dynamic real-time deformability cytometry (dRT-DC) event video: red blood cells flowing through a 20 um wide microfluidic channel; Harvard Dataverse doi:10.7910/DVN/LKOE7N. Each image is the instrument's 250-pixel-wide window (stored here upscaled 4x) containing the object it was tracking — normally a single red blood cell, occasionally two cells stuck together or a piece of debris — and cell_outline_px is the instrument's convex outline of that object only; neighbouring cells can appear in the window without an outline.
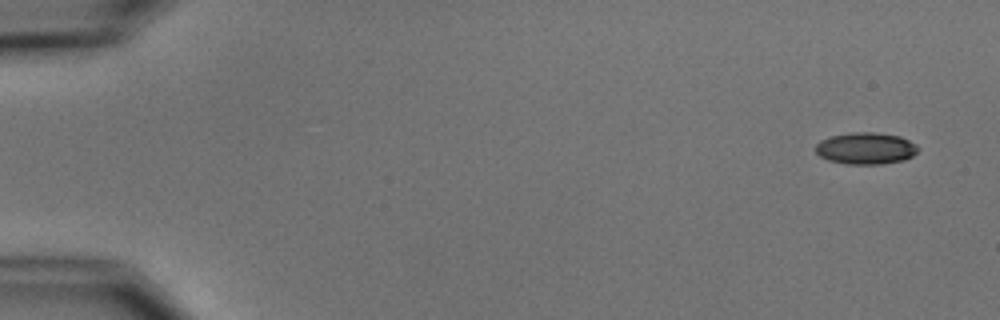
{"species": "common noctule bat (a hibernating species)", "species_latin": "Nyctalus noctula", "temperature_condition": "cold", "stored_images_in_passage": 5, "camera_frame_rate_fps": 3000, "um_per_image_px": 0.085, "animal": {"sex": "male", "body_mass_g": 15.6}, "frame": {"image": 1, "passage_image": 1, "time_ms": 0.0, "image_size_px": [1000, 320], "cell_outline_px": [[920, 148], [912, 156], [904, 160], [880, 164], [848, 164], [828, 160], [820, 156], [816, 152], [816, 144], [820, 140], [832, 136], [852, 132], [872, 132], [900, 136], [916, 144]], "centroid_in_image_um": [73.6, 12.61], "position_along_channel_um": 11.4, "area_um2": 18.9}}
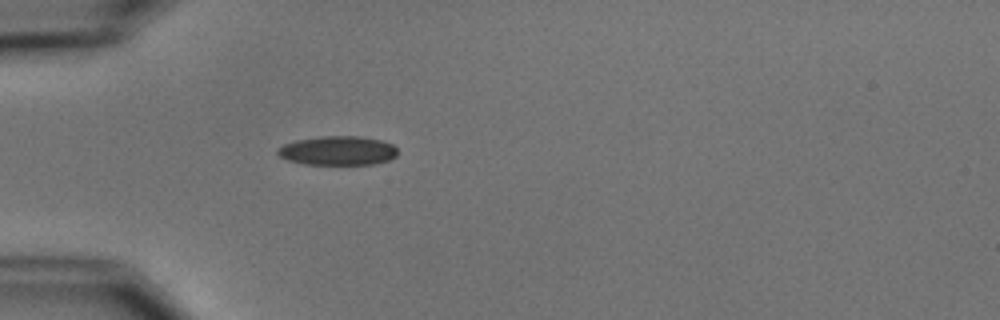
{"frame": {"image": 2, "passage_image": 5, "time_ms": 4.667, "image_size_px": [1000, 320], "cell_outline_px": [[396, 156], [388, 160], [376, 164], [304, 164], [288, 160], [280, 156], [276, 152], [276, 148], [284, 144], [296, 140], [320, 136], [360, 136], [380, 140], [392, 144], [396, 148]], "centroid_in_image_um": [28.69, 12.8], "position_along_channel_um": 56.3, "area_um2": 20.35}}